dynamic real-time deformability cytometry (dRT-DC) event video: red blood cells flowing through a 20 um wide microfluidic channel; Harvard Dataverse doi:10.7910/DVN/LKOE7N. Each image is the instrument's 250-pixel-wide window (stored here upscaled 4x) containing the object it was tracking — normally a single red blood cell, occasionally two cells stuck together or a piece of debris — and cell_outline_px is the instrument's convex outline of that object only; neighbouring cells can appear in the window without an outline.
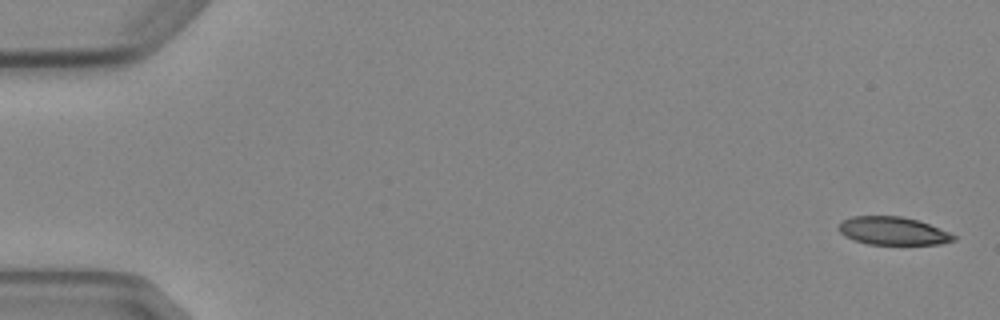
{"species": "Egyptian fruit bat (a non-hibernating species)", "species_latin": "Rousettus aegyptiacus", "temperature_condition": "cold", "stored_images_in_passage": 6, "camera_frame_rate_fps": 3000, "um_per_image_px": 0.085, "animal": {"sex": "female"}, "frame": {"image": 1, "passage_image": 1, "time_ms": 0.0, "image_size_px": [1000, 320], "cell_outline_px": [[956, 240], [940, 244], [868, 244], [844, 236], [836, 228], [844, 220], [852, 216], [900, 216], [916, 220], [928, 224], [948, 232], [956, 236]], "centroid_in_image_um": [75.88, 19.63], "position_along_channel_um": 9.1, "area_um2": 18.55}}
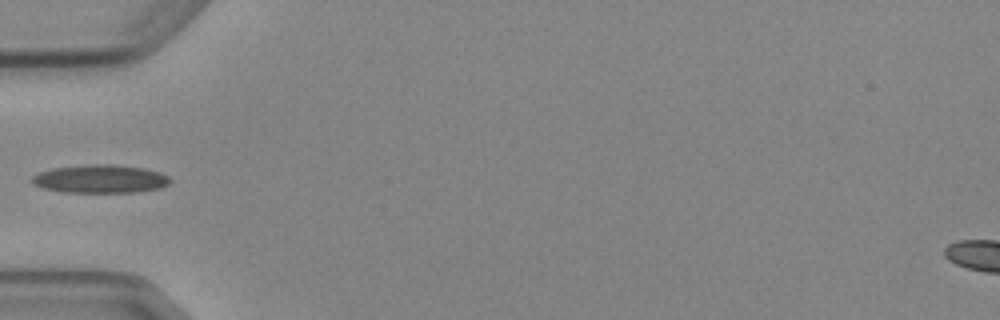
{"frame": {"image": 2, "passage_image": 5, "time_ms": 5.667, "image_size_px": [1000, 320], "cell_outline_px": [[172, 180], [168, 184], [160, 188], [136, 192], [64, 192], [44, 188], [36, 184], [32, 180], [32, 176], [40, 172], [52, 168], [92, 164], [112, 164], [144, 168], [160, 172], [168, 176]], "centroid_in_image_um": [8.57, 15.2], "position_along_channel_um": 76.4, "area_um2": 22.6}}
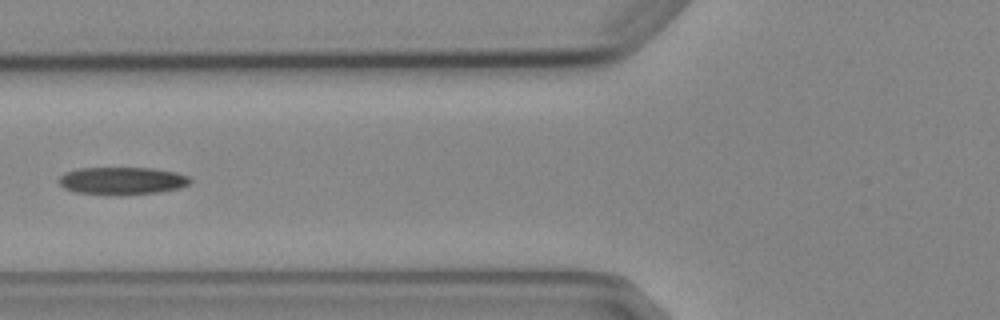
{"frame": {"image": 3, "passage_image": 6, "time_ms": 6.667, "image_size_px": [1000, 320], "cell_outline_px": [[192, 180], [188, 184], [180, 188], [160, 192], [76, 192], [64, 188], [56, 180], [64, 172], [76, 168], [152, 168], [176, 172], [188, 176]], "centroid_in_image_um": [10.37, 15.31], "position_along_channel_um": 115.4, "area_um2": 20.23}}